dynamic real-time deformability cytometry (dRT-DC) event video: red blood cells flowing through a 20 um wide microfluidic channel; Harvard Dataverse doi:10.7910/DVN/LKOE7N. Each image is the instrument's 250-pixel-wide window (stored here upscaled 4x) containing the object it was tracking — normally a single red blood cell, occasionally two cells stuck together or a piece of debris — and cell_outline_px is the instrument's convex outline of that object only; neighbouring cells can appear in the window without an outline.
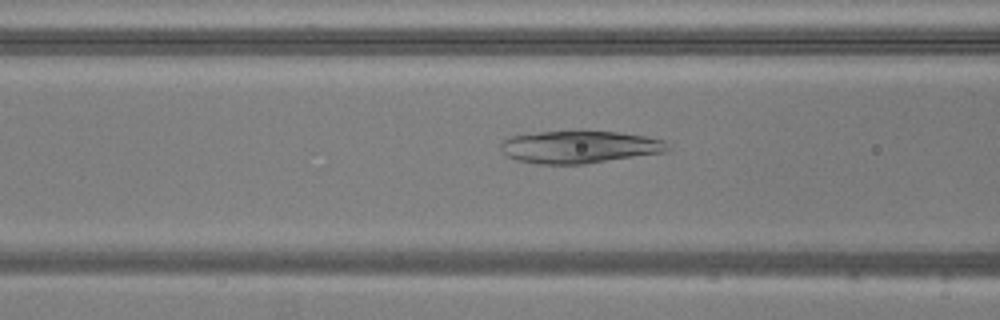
{"species": "common noctule bat (a hibernating species)", "species_latin": "Nyctalus noctula", "temperature_condition": "warm", "stored_images_in_passage": 51, "camera_frame_rate_fps": 3000, "um_per_image_px": 0.085, "animal": {"sex": "male", "body_mass_g": 20.5, "forearm_length_mm": 52.5}, "frame": {"image": 1, "passage_image": 19, "time_ms": 6.0, "image_size_px": [1000, 320], "cell_outline_px": [[672, 148], [668, 152], [584, 164], [536, 164], [516, 160], [508, 156], [500, 148], [500, 144], [504, 140], [512, 136], [540, 132], [580, 128], [584, 128], [616, 132], [644, 136], [664, 140]], "centroid_in_image_um": [49.3, 12.46], "position_along_channel_um": 117.3, "area_um2": 32.54}}
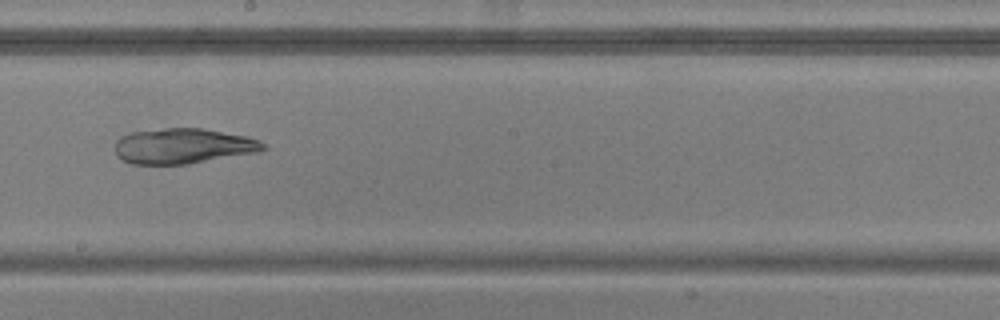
{"frame": {"image": 2, "passage_image": 28, "time_ms": 9.0, "image_size_px": [1000, 320], "cell_outline_px": [[268, 148], [260, 152], [188, 164], [132, 164], [120, 160], [116, 156], [116, 140], [120, 136], [132, 132], [164, 128], [200, 128], [248, 136], [260, 140]], "centroid_in_image_um": [15.58, 12.42], "position_along_channel_um": 232.6, "area_um2": 30.81}}
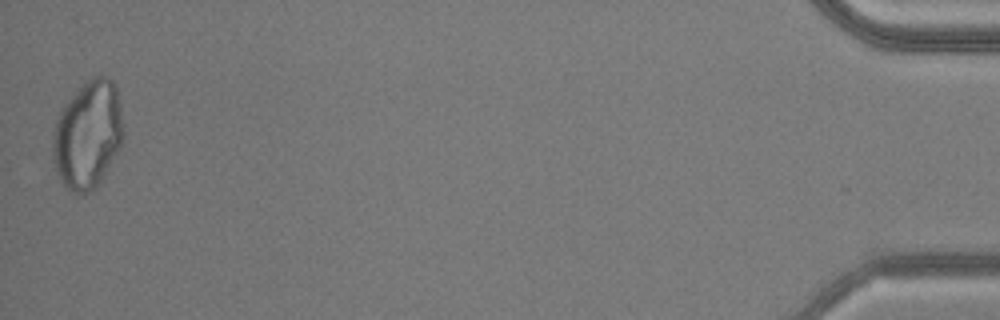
{"frame": {"image": 3, "passage_image": 51, "time_ms": 16.667, "image_size_px": [1000, 320], "cell_outline_px": [[124, 136], [120, 148], [108, 168], [100, 180], [84, 196], [76, 196], [64, 188], [56, 172], [52, 156], [52, 136], [56, 120], [64, 104], [92, 76], [108, 76], [112, 80], [116, 88], [124, 124]], "centroid_in_image_um": [7.45, 11.5], "position_along_channel_um": 427.7, "area_um2": 44.74}}